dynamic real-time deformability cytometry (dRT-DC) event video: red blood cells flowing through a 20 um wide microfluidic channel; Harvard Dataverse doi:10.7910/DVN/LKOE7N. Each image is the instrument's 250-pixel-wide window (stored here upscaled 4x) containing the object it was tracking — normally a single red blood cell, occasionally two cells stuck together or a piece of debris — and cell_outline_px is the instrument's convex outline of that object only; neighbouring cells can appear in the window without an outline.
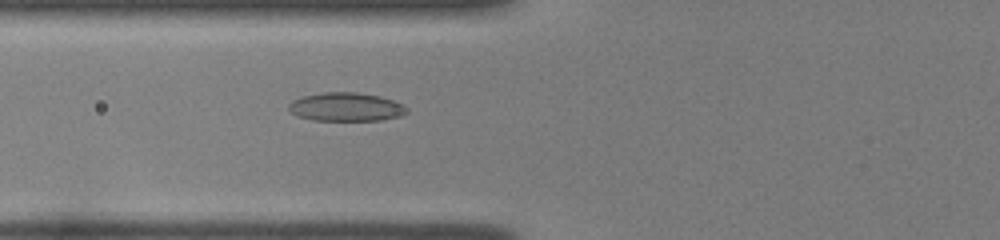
{"species": "common noctule bat (a hibernating species)", "species_latin": "Nyctalus noctula", "temperature_condition": "room temperature", "stored_images_in_passage": 36, "camera_frame_rate_fps": 3000, "um_per_image_px": 0.085, "animal": {"sex": "female", "body_mass_g": 22.0, "forearm_length_mm": 56.7}, "frame": {"image": 1, "passage_image": 5, "time_ms": 1.333, "image_size_px": [1000, 240], "cell_outline_px": [[408, 112], [400, 116], [380, 120], [312, 120], [296, 116], [288, 108], [288, 104], [292, 100], [304, 96], [324, 92], [356, 92], [380, 96], [404, 104], [408, 108]], "centroid_in_image_um": [29.42, 9.09], "position_along_channel_um": 96.4, "area_um2": 19.71}}
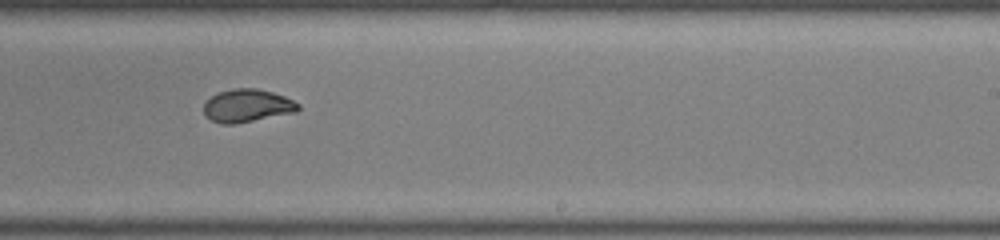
{"frame": {"image": 2, "passage_image": 18, "time_ms": 5.667, "image_size_px": [1000, 240], "cell_outline_px": [[300, 108], [296, 112], [232, 124], [220, 124], [204, 116], [204, 104], [212, 96], [220, 92], [232, 88], [256, 88], [272, 92], [284, 96], [300, 104]], "centroid_in_image_um": [21.01, 8.98], "position_along_channel_um": 268.0, "area_um2": 17.98}}
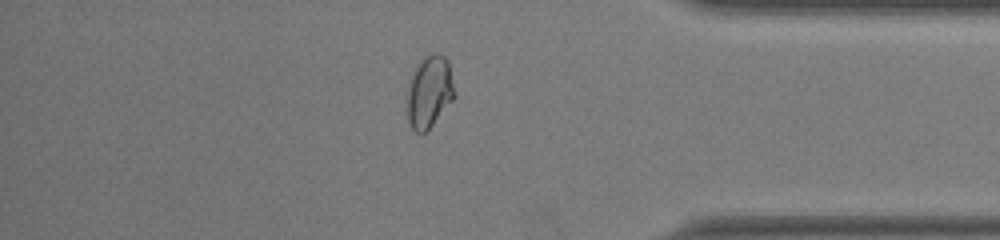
{"frame": {"image": 3, "passage_image": 29, "time_ms": 9.333, "image_size_px": [1000, 240], "cell_outline_px": [[456, 96], [432, 124], [424, 132], [416, 132], [412, 128], [408, 120], [408, 88], [412, 76], [416, 68], [424, 56], [432, 52], [436, 52], [444, 56], [448, 60], [456, 92]], "centroid_in_image_um": [36.53, 7.76], "position_along_channel_um": 398.7, "area_um2": 19.59}, "authors_computed_cell_mechanics": {"area_um2": 18.496, "velocity_mm_per_s": 3.9621, "shape_relaxation_time_tau1_ms": 9.9729, "shape_relaxation_time_tau2_ms": null, "deformation_change_tau1": 0.2709, "deformation_change_tau2": null}}